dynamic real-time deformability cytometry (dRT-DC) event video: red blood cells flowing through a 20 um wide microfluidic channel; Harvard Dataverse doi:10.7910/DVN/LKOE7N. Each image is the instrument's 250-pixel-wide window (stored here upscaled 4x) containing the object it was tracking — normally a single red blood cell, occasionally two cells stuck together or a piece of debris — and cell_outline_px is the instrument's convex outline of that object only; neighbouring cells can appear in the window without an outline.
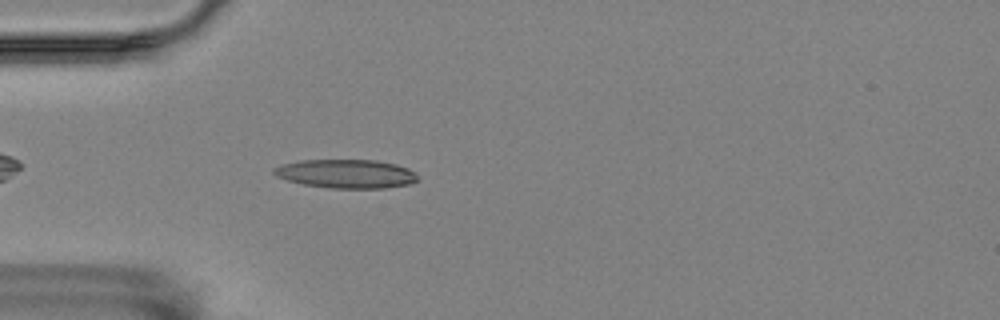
{"species": "Egyptian fruit bat (a non-hibernating species)", "species_latin": "Rousettus aegyptiacus", "temperature_condition": "room temperature", "stored_images_in_passage": 45, "camera_frame_rate_fps": 3000, "um_per_image_px": 0.085, "animal": {"sex": "female"}, "frame": {"image": 1, "passage_image": 5, "time_ms": 1.333, "image_size_px": [1000, 320], "cell_outline_px": [[420, 180], [408, 184], [384, 188], [328, 188], [304, 184], [288, 180], [276, 176], [272, 172], [272, 168], [284, 164], [300, 160], [376, 160], [396, 164], [408, 168], [416, 172]], "centroid_in_image_um": [29.46, 14.77], "position_along_channel_um": 55.5, "area_um2": 24.16}}
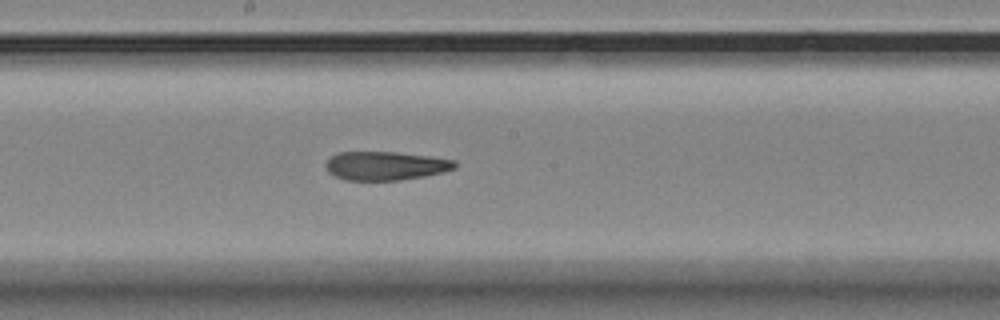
{"frame": {"image": 2, "passage_image": 19, "time_ms": 6.0, "image_size_px": [1000, 320], "cell_outline_px": [[456, 168], [444, 172], [424, 176], [400, 180], [344, 180], [328, 172], [324, 164], [336, 152], [396, 152], [432, 156], [456, 160]], "centroid_in_image_um": [32.79, 14.08], "position_along_channel_um": 215.4, "area_um2": 21.73}}
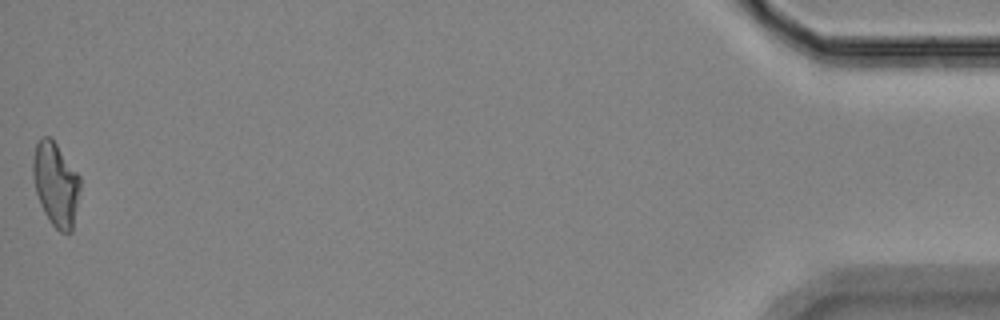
{"frame": {"image": 3, "passage_image": 45, "time_ms": 14.667, "image_size_px": [1000, 320], "cell_outline_px": [[80, 188], [72, 232], [60, 232], [52, 224], [44, 212], [40, 204], [36, 192], [32, 172], [32, 164], [36, 144], [44, 136], [52, 136], [80, 176]], "centroid_in_image_um": [4.75, 15.63], "position_along_channel_um": 430.5, "area_um2": 23.06}, "authors_computed_cell_mechanics": {"area_um2": 22.831, "velocity_mm_per_s": 3.542, "shape_relaxation_time_tau1_ms": null, "shape_relaxation_time_tau2_ms": 3.7349, "deformation_change_tau1": null, "deformation_change_tau2": 0.1277}}